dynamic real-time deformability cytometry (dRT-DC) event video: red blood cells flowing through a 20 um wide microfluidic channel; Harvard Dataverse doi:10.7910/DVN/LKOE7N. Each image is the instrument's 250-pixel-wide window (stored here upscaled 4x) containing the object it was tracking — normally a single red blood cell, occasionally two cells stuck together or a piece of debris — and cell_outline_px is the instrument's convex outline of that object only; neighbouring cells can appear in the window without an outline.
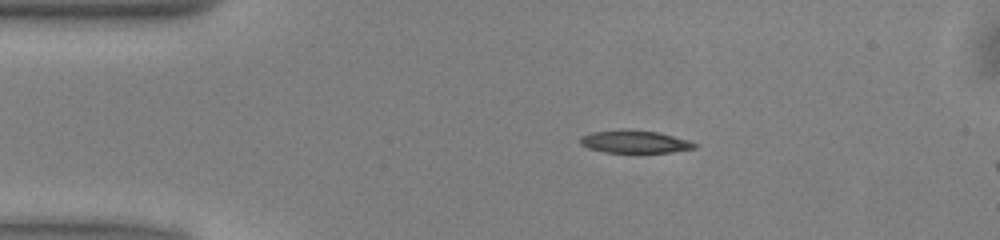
{"species": "common noctule bat (a hibernating species)", "species_latin": "Nyctalus noctula", "temperature_condition": "warm", "stored_images_in_passage": 6, "camera_frame_rate_fps": 3000, "um_per_image_px": 0.085, "animal": {"sex": "male", "body_mass_g": 13.0, "forearm_length_mm": 53.1}, "frame": {"image": 1, "passage_image": 1, "time_ms": 0.0, "image_size_px": [1000, 240], "cell_outline_px": [[700, 144], [696, 148], [672, 152], [604, 152], [588, 148], [580, 144], [580, 136], [592, 132], [620, 128], [628, 128], [660, 132], [688, 140]], "centroid_in_image_um": [53.95, 12.02], "position_along_channel_um": 31.0, "area_um2": 15.49}}